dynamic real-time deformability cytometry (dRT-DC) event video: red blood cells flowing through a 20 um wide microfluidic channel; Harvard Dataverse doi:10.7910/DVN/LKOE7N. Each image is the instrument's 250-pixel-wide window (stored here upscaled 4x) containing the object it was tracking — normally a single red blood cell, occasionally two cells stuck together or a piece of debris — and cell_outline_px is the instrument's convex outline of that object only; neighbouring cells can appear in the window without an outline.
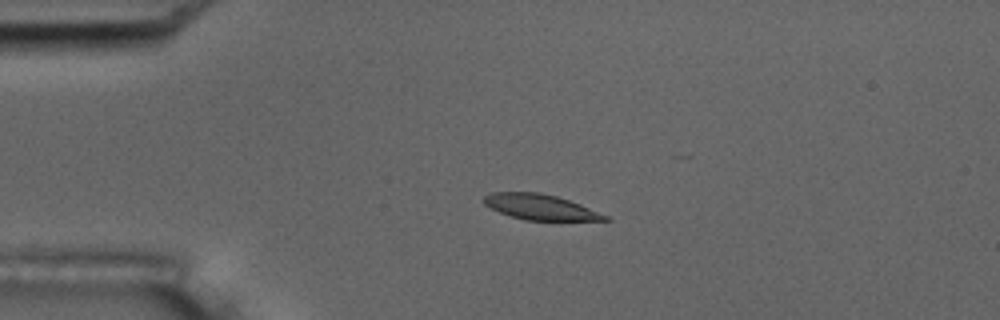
{"species": "common noctule bat (a hibernating species)", "species_latin": "Nyctalus noctula", "temperature_condition": "room temperature", "stored_images_in_passage": 4, "camera_frame_rate_fps": 3000, "um_per_image_px": 0.085, "animal": {"sex": "male", "body_mass_g": 17.5, "forearm_length_mm": 52.3}, "frame": {"image": 1, "passage_image": 3, "time_ms": 2.333, "image_size_px": [1000, 320], "cell_outline_px": [[612, 220], [524, 220], [500, 212], [484, 204], [484, 196], [492, 192], [540, 192], [556, 196], [580, 204], [608, 216]], "centroid_in_image_um": [45.92, 17.59], "position_along_channel_um": 39.1, "area_um2": 17.69}}